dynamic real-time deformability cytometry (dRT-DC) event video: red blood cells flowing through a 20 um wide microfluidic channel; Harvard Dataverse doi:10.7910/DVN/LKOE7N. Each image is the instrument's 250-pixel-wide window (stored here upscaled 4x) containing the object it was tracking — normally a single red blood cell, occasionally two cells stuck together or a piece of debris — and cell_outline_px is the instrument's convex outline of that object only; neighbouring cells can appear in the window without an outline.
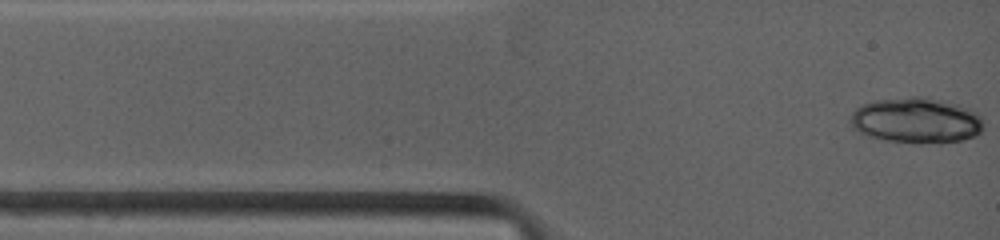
{"species": "common noctule bat (a hibernating species)", "species_latin": "Nyctalus noctula", "temperature_condition": "warm", "stored_images_in_passage": 9, "camera_frame_rate_fps": 4500, "um_per_image_px": 0.085, "animal": {"sex": "female", "body_mass_g": 19.0, "forearm_length_mm": 53.3}, "frame": {"image": 1, "passage_image": 1, "time_ms": 0.0, "image_size_px": [1000, 240], "cell_outline_px": [[980, 132], [976, 136], [960, 140], [940, 144], [916, 144], [884, 140], [868, 136], [852, 128], [848, 120], [852, 112], [856, 108], [864, 104], [876, 100], [912, 96], [920, 96], [940, 100], [956, 104], [968, 108], [976, 112], [980, 116]], "centroid_in_image_um": [77.83, 10.26], "position_along_channel_um": 7.2, "area_um2": 35.6}}